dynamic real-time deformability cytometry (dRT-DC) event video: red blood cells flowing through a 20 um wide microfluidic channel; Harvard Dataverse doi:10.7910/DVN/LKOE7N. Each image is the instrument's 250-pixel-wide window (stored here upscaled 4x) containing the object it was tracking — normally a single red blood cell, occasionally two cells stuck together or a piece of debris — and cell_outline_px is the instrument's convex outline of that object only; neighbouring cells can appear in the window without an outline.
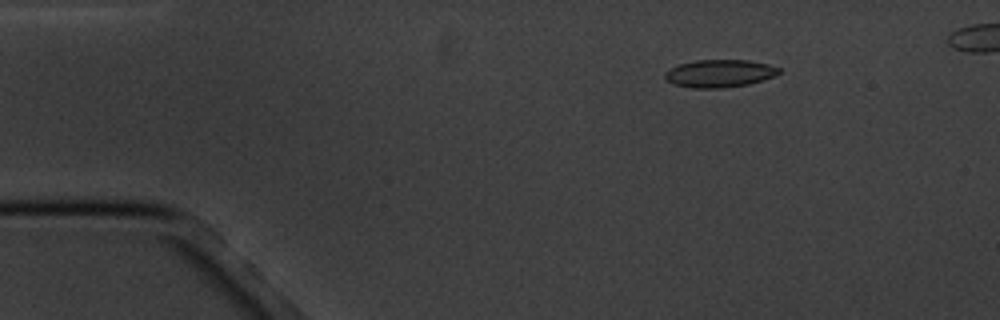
{"species": "common noctule bat (a hibernating species)", "species_latin": "Nyctalus noctula", "temperature_condition": "cold", "stored_images_in_passage": 5, "camera_frame_rate_fps": 3000, "um_per_image_px": 0.085, "animal": {"sex": "male", "body_mass_g": 20.1, "forearm_length_mm": 53.5}, "frame": {"image": 1, "passage_image": 2, "time_ms": 1.333, "image_size_px": [1000, 320], "cell_outline_px": [[780, 72], [764, 80], [748, 84], [720, 88], [692, 88], [672, 84], [664, 80], [664, 72], [680, 64], [696, 60], [748, 60], [768, 64], [780, 68]], "centroid_in_image_um": [61.13, 6.25], "position_along_channel_um": 23.9, "area_um2": 18.38}}